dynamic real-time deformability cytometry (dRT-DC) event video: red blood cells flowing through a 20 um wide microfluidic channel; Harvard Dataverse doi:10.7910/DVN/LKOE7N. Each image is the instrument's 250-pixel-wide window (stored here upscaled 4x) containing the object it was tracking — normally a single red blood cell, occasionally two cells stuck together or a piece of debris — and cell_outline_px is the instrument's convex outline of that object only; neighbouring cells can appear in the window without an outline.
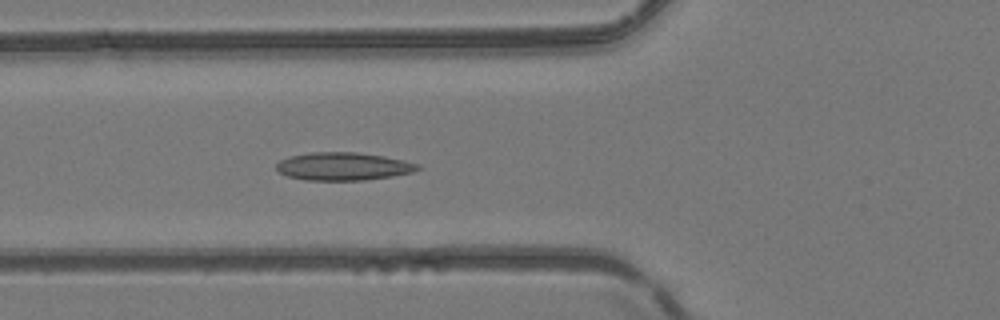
{"species": "common noctule bat (a hibernating species)", "species_latin": "Nyctalus noctula", "temperature_condition": "room temperature", "stored_images_in_passage": 36, "camera_frame_rate_fps": 3000, "um_per_image_px": 0.085, "animal": {"sex": "female", "body_mass_g": 24.6, "forearm_length_mm": 56.2}, "frame": {"image": 1, "passage_image": 9, "time_ms": 2.667, "image_size_px": [1000, 320], "cell_outline_px": [[420, 168], [412, 172], [392, 176], [364, 180], [304, 180], [288, 176], [280, 172], [276, 168], [276, 164], [280, 160], [288, 156], [312, 152], [356, 152], [384, 156], [404, 160], [420, 164]], "centroid_in_image_um": [29.17, 14.13], "position_along_channel_um": 96.6, "area_um2": 23.0}}
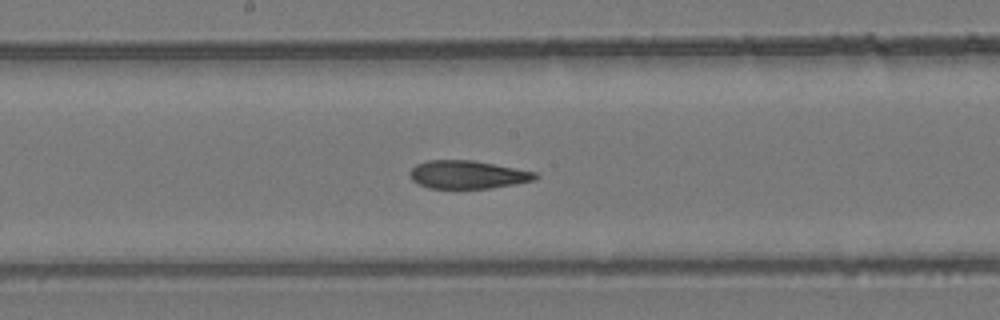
{"frame": {"image": 2, "passage_image": 17, "time_ms": 5.333, "image_size_px": [1000, 320], "cell_outline_px": [[540, 176], [532, 180], [512, 184], [488, 188], [428, 188], [412, 180], [408, 172], [416, 164], [428, 160], [472, 160], [536, 172]], "centroid_in_image_um": [39.7, 14.83], "position_along_channel_um": 208.5, "area_um2": 20.29}}
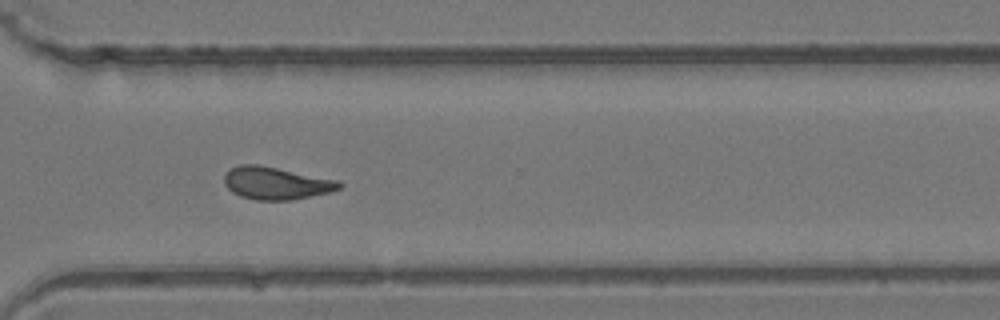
{"frame": {"image": 3, "passage_image": 27, "time_ms": 8.667, "image_size_px": [1000, 320], "cell_outline_px": [[344, 184], [340, 188], [328, 192], [292, 200], [256, 200], [240, 196], [232, 192], [224, 184], [224, 172], [228, 168], [240, 164], [256, 164], [340, 180]], "centroid_in_image_um": [23.43, 15.56], "position_along_channel_um": 347.2, "area_um2": 21.91}, "authors_computed_cell_mechanics": {"area_um2": 21.6172, "velocity_mm_per_s": 4.1699, "shape_relaxation_time_tau1_ms": null, "shape_relaxation_time_tau2_ms": 2.687, "deformation_change_tau1": null, "deformation_change_tau2": 0.0983}}